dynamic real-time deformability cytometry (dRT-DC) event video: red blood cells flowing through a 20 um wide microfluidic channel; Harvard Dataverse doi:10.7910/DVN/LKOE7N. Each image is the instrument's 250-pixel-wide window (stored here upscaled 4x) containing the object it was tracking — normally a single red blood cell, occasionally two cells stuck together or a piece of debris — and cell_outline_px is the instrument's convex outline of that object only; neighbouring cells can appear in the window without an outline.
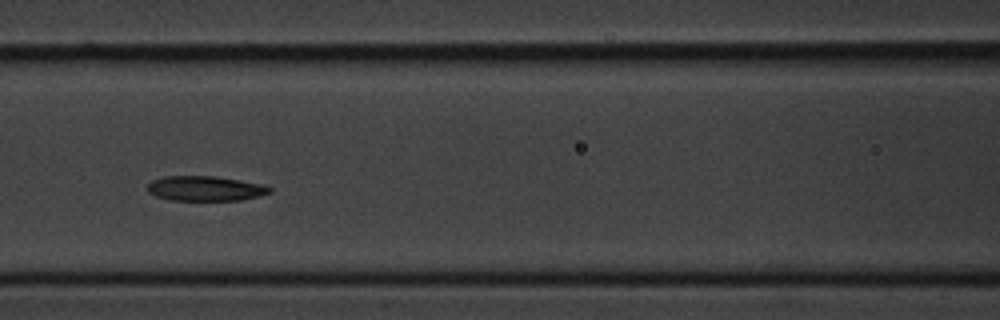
{"species": "common noctule bat (a hibernating species)", "species_latin": "Nyctalus noctula", "temperature_condition": "cold", "stored_images_in_passage": 9, "camera_frame_rate_fps": 3000, "um_per_image_px": 0.085, "animal": {"sex": "male", "body_mass_g": 20.1, "forearm_length_mm": 53.5}, "frame": {"image": 1, "passage_image": 6, "time_ms": 6.667, "image_size_px": [1000, 320], "cell_outline_px": [[272, 192], [260, 196], [240, 200], [172, 200], [156, 196], [148, 192], [148, 184], [152, 180], [164, 176], [216, 176], [260, 184], [272, 188]], "centroid_in_image_um": [17.44, 16.02], "position_along_channel_um": 149.2, "area_um2": 17.63}}
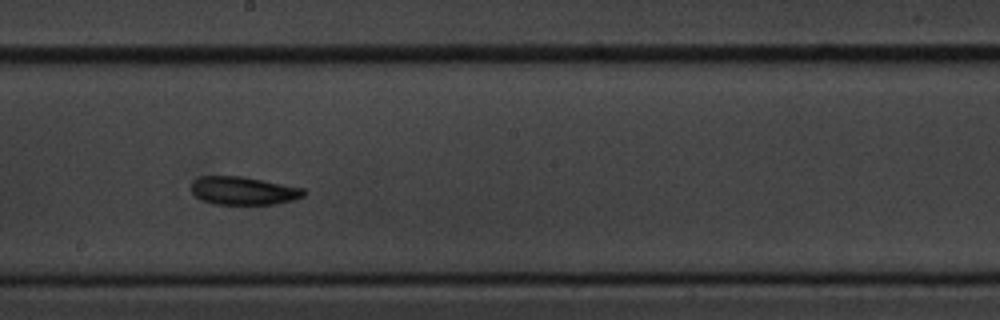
{"frame": {"image": 2, "passage_image": 8, "time_ms": 9.0, "image_size_px": [1000, 320], "cell_outline_px": [[308, 192], [304, 196], [292, 200], [276, 204], [216, 204], [204, 200], [196, 196], [192, 192], [192, 180], [200, 176], [240, 176], [304, 188]], "centroid_in_image_um": [20.71, 16.21], "position_along_channel_um": 227.5, "area_um2": 18.32}}
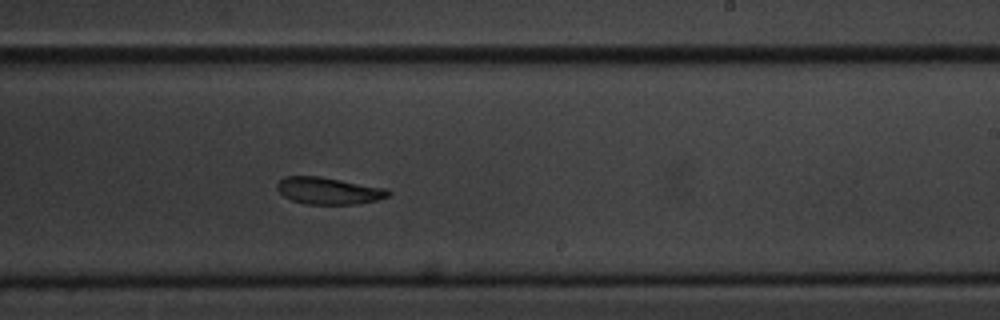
{"frame": {"image": 3, "passage_image": 9, "time_ms": 10.0, "image_size_px": [1000, 320], "cell_outline_px": [[392, 192], [388, 196], [376, 200], [356, 204], [308, 204], [292, 200], [284, 196], [276, 188], [276, 184], [284, 176], [320, 176], [384, 188]], "centroid_in_image_um": [27.9, 16.21], "position_along_channel_um": 261.1, "area_um2": 17.28}}